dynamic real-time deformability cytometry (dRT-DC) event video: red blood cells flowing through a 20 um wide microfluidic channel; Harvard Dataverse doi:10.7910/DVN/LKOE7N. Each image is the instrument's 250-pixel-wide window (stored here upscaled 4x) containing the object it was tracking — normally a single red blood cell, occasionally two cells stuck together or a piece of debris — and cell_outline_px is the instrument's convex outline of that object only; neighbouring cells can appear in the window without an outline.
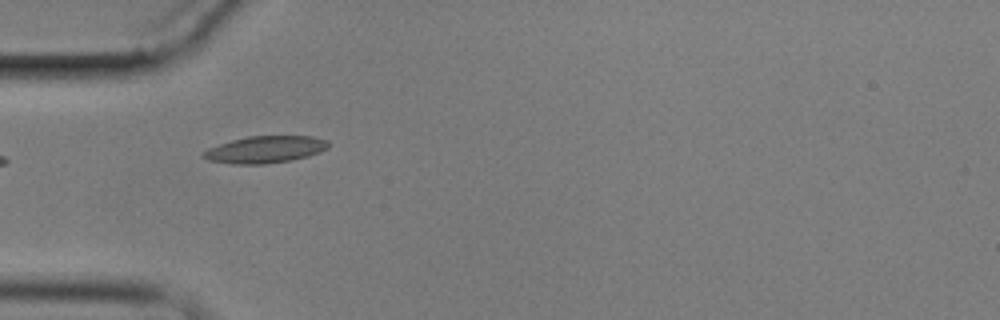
{"species": "common noctule bat (a hibernating species)", "species_latin": "Nyctalus noctula", "temperature_condition": "cold", "stored_images_in_passage": 11, "camera_frame_rate_fps": 3000, "um_per_image_px": 0.085, "animal": {"sex": "male", "body_mass_g": 17.9}, "frame": {"image": 1, "passage_image": 5, "time_ms": 5.667, "image_size_px": [1000, 320], "cell_outline_px": [[328, 148], [320, 152], [308, 156], [292, 160], [264, 164], [232, 164], [208, 160], [200, 156], [200, 152], [208, 148], [232, 140], [248, 136], [312, 136], [328, 140]], "centroid_in_image_um": [22.51, 12.71], "position_along_channel_um": 62.5, "area_um2": 19.77}}
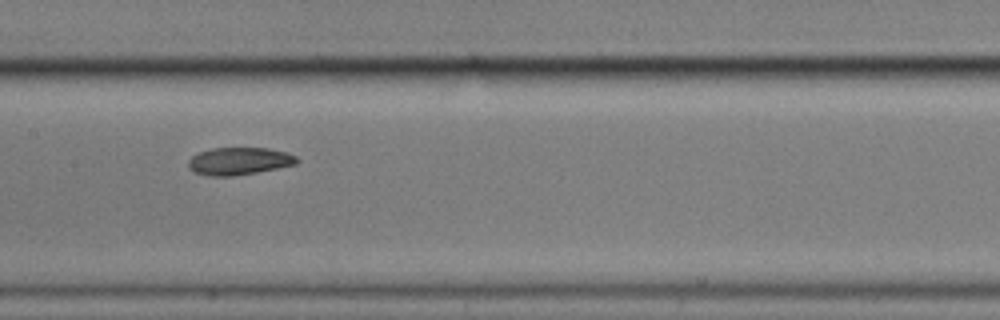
{"frame": {"image": 2, "passage_image": 8, "time_ms": 9.333, "image_size_px": [1000, 320], "cell_outline_px": [[300, 160], [296, 164], [256, 172], [232, 176], [208, 176], [192, 172], [188, 168], [188, 160], [192, 156], [200, 152], [212, 148], [268, 148], [288, 152], [296, 156]], "centroid_in_image_um": [20.31, 13.69], "position_along_channel_um": 187.1, "area_um2": 17.46}}
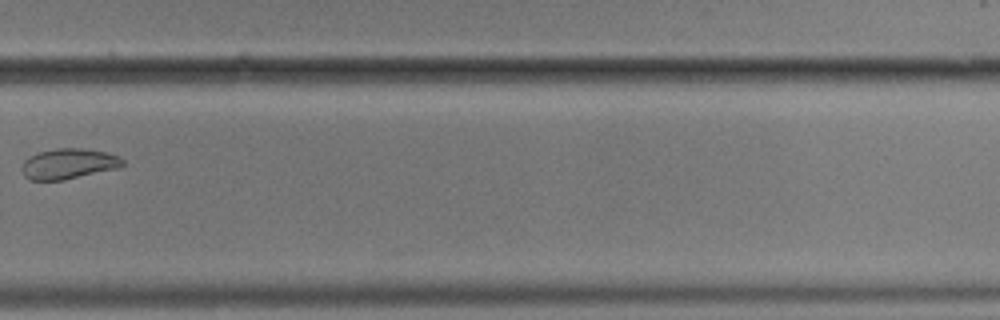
{"frame": {"image": 3, "passage_image": 11, "time_ms": 13.333, "image_size_px": [1000, 320], "cell_outline_px": [[124, 164], [116, 168], [64, 180], [28, 180], [24, 176], [20, 168], [24, 160], [28, 156], [40, 152], [56, 148], [80, 148], [104, 152], [116, 156], [124, 160]], "centroid_in_image_um": [5.74, 13.93], "position_along_channel_um": 324.1, "area_um2": 17.74}}